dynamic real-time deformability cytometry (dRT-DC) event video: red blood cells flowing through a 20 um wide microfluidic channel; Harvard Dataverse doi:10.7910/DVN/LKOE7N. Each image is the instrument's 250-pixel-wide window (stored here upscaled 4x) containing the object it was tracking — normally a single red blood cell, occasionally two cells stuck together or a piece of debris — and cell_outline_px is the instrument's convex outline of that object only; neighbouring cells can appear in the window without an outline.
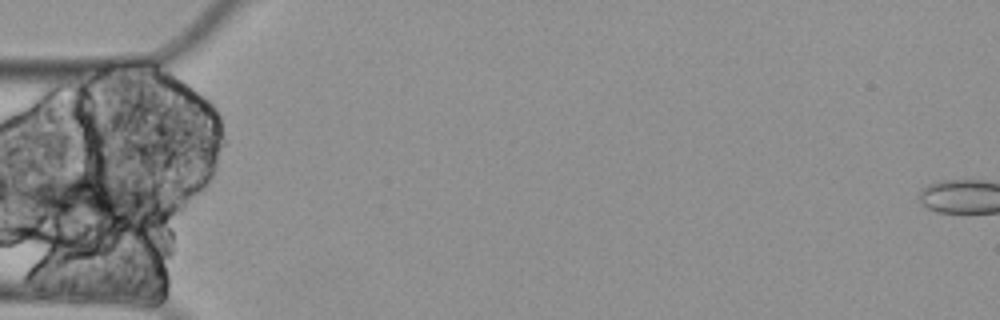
{"species": "Egyptian fruit bat (a non-hibernating species)", "species_latin": "Rousettus aegyptiacus", "temperature_condition": "cold", "stored_images_in_passage": 4, "camera_frame_rate_fps": 3000, "um_per_image_px": 0.085, "animal": {"sex": "female"}, "frame": {"image": 1, "passage_image": 4, "time_ms": 1.0, "image_size_px": [1000, 320], "cell_outline_px": [[160, 204], [144, 220], [92, 232], [60, 224], [16, 196], [20, 192], [28, 188], [76, 168], [156, 192], [160, 196]], "centroid_in_image_um": [7.7, 17.07], "position_along_channel_um": 77.3, "area_um2": 40.92}}